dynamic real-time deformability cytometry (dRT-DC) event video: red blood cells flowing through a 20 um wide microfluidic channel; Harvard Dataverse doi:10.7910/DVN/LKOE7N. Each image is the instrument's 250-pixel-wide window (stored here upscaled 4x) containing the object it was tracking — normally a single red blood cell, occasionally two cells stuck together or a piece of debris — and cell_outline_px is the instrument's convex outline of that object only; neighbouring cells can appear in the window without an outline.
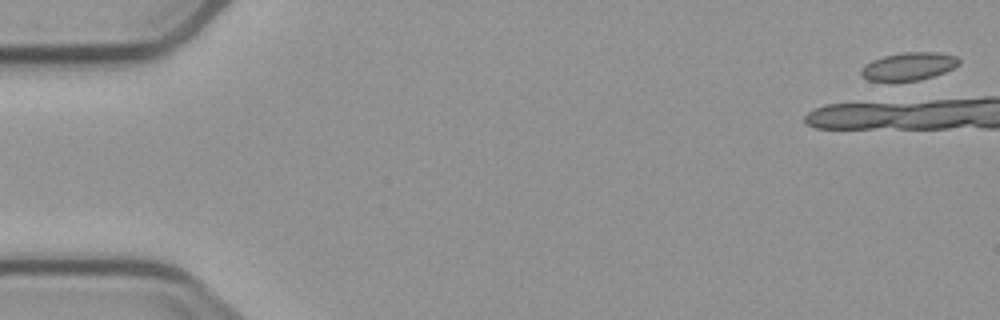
{"species": "common noctule bat (a hibernating species)", "species_latin": "Nyctalus noctula", "temperature_condition": "cold", "stored_images_in_passage": 1, "camera_frame_rate_fps": 3000, "um_per_image_px": 0.085, "animal": {"sex": "male", "body_mass_g": 23.1, "forearm_length_mm": 52.7}, "frame": {"image": 1, "passage_image": 1, "time_ms": 0.0, "image_size_px": [1000, 320], "cell_outline_px": [[960, 64], [944, 72], [920, 80], [868, 80], [860, 76], [860, 68], [872, 60], [884, 56], [904, 52], [936, 52], [956, 56], [960, 60]], "centroid_in_image_um": [77.23, 5.63], "position_along_channel_um": 7.8, "area_um2": 15.72}}